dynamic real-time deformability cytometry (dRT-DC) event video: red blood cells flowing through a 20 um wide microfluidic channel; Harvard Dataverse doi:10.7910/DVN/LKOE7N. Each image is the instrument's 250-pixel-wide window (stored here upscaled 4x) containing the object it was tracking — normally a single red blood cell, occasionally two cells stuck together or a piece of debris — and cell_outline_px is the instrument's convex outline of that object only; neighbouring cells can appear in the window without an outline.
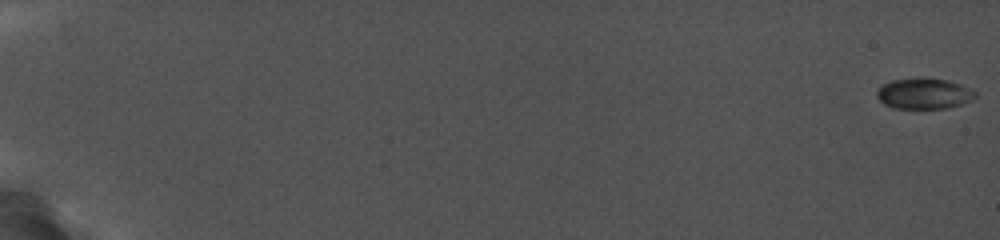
{"species": "common noctule bat (a hibernating species)", "species_latin": "Nyctalus noctula", "temperature_condition": "cold", "stored_images_in_passage": 88, "camera_frame_rate_fps": 5000, "um_per_image_px": 0.085, "animal": {"sex": "female", "body_mass_g": 19.0, "forearm_length_mm": 56.7}, "frame": {"image": 1, "passage_image": 1, "time_ms": 0.0, "image_size_px": [1000, 240], "cell_outline_px": [[976, 96], [972, 100], [948, 108], [892, 108], [884, 104], [876, 96], [876, 88], [892, 80], [928, 76], [948, 80], [960, 84], [976, 92]], "centroid_in_image_um": [78.51, 7.93], "position_along_channel_um": 6.5, "area_um2": 17.92}}
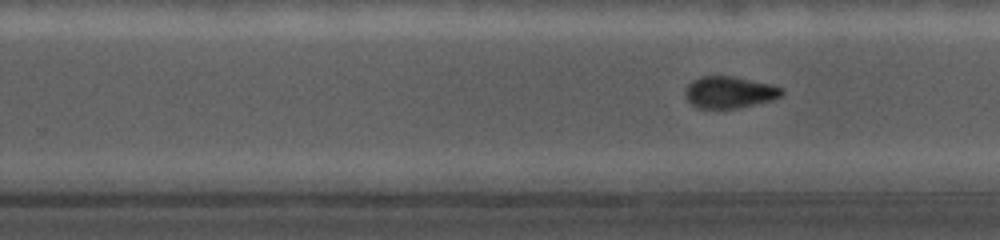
{"frame": {"image": 2, "passage_image": 75, "time_ms": 12.8, "image_size_px": [1000, 240], "cell_outline_px": [[784, 92], [780, 96], [772, 100], [736, 108], [700, 108], [692, 104], [688, 100], [688, 88], [696, 80], [704, 76], [728, 76], [768, 84], [780, 88]], "centroid_in_image_um": [62.04, 7.86], "position_along_channel_um": 267.8, "area_um2": 16.88}}
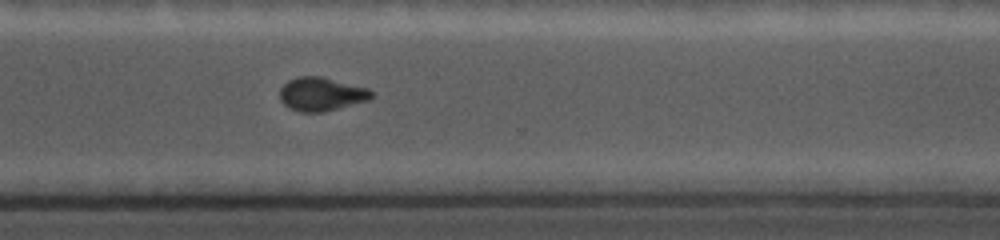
{"frame": {"image": 3, "passage_image": 87, "time_ms": 14.8, "image_size_px": [1000, 240], "cell_outline_px": [[372, 96], [364, 100], [324, 112], [300, 112], [288, 108], [280, 100], [280, 88], [288, 80], [300, 76], [316, 76], [364, 88], [372, 92]], "centroid_in_image_um": [27.19, 8.01], "position_along_channel_um": 343.4, "area_um2": 17.22}}